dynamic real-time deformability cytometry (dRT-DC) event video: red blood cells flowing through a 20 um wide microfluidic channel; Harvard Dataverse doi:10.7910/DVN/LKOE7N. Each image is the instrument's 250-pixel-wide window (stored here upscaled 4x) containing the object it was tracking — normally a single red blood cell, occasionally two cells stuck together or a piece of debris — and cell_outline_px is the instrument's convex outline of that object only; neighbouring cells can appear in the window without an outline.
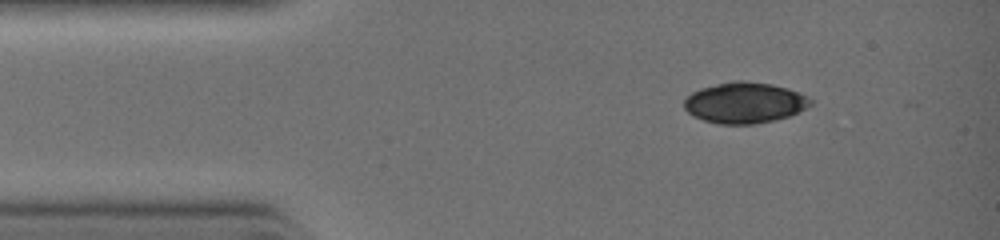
{"species": "common noctule bat (a hibernating species)", "species_latin": "Nyctalus noctula", "temperature_condition": "warm", "stored_images_in_passage": 10, "camera_frame_rate_fps": 3000, "um_per_image_px": 0.085, "animal": {"sex": "female", "body_mass_g": 19.0, "forearm_length_mm": 51.5}, "frame": {"image": 1, "passage_image": 1, "time_ms": 0.0, "image_size_px": [1000, 240], "cell_outline_px": [[812, 104], [788, 116], [772, 120], [752, 124], [720, 124], [704, 120], [688, 112], [684, 108], [684, 100], [692, 92], [700, 88], [716, 84], [736, 80], [744, 80], [772, 84], [788, 88], [808, 96], [812, 100]], "centroid_in_image_um": [63.29, 8.71], "position_along_channel_um": 21.7, "area_um2": 29.88}}